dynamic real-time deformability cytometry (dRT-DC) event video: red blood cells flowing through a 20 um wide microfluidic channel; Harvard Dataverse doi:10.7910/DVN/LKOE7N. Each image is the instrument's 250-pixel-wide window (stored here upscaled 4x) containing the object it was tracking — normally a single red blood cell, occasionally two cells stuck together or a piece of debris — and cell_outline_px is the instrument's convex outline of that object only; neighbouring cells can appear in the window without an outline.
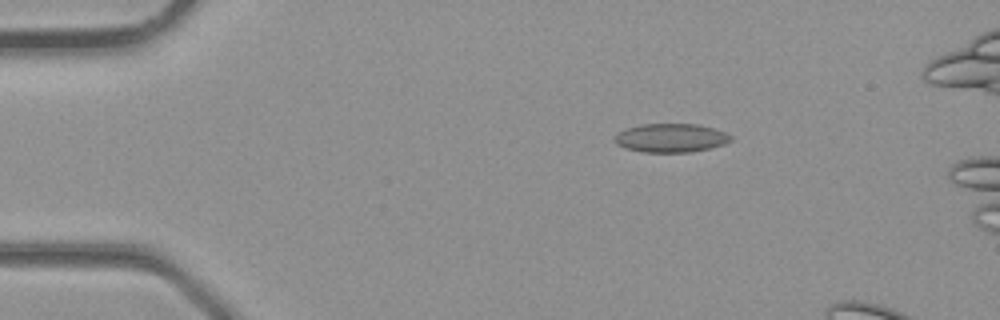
{"species": "common noctule bat (a hibernating species)", "species_latin": "Nyctalus noctula", "temperature_condition": "room temperature", "stored_images_in_passage": 3, "camera_frame_rate_fps": 3000, "um_per_image_px": 0.085, "animal": {"sex": "male", "body_mass_g": 23.1, "forearm_length_mm": 52.7}, "frame": {"image": 1, "passage_image": 1, "time_ms": 0.0, "image_size_px": [1000, 320], "cell_outline_px": [[732, 140], [724, 144], [692, 152], [640, 152], [624, 148], [616, 144], [612, 140], [620, 132], [628, 128], [640, 124], [700, 124], [724, 132], [732, 136]], "centroid_in_image_um": [57.01, 11.73], "position_along_channel_um": 28.0, "area_um2": 19.42}}